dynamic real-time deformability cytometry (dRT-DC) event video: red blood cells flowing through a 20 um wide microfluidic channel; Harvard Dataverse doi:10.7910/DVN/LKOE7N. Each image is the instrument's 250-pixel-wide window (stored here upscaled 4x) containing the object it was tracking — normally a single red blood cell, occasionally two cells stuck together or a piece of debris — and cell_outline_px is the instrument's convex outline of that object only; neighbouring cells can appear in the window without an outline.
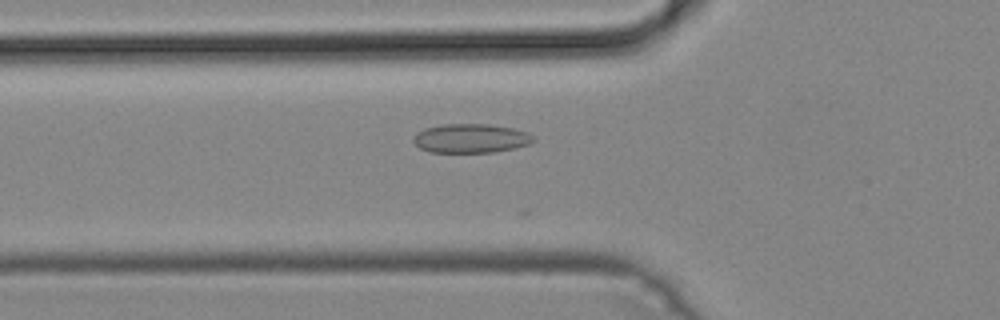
{"species": "common noctule bat (a hibernating species)", "species_latin": "Nyctalus noctula", "temperature_condition": "cold", "stored_images_in_passage": 26, "camera_frame_rate_fps": 3000, "um_per_image_px": 0.085, "animal": {"sex": "male", "body_mass_g": 19.2, "forearm_length_mm": 51.8}, "frame": {"image": 1, "passage_image": 3, "time_ms": 0.667, "image_size_px": [1000, 320], "cell_outline_px": [[536, 140], [528, 144], [496, 152], [428, 152], [420, 148], [412, 140], [412, 136], [416, 132], [424, 128], [440, 124], [488, 124], [512, 128], [528, 132], [536, 136]], "centroid_in_image_um": [40.0, 11.75], "position_along_channel_um": 85.8, "area_um2": 20.52}}
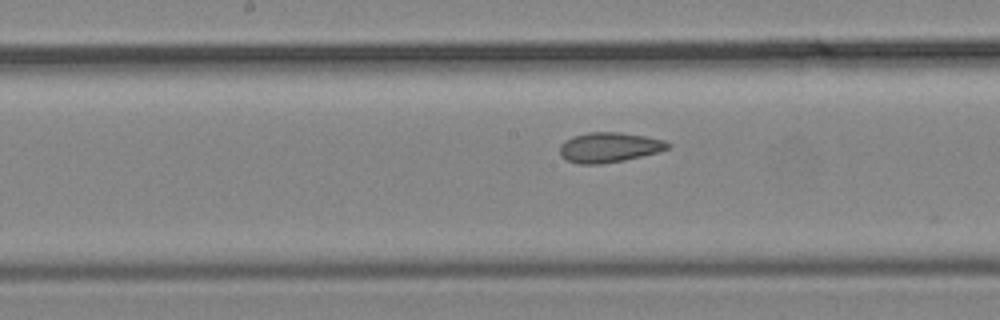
{"frame": {"image": 2, "passage_image": 11, "time_ms": 3.333, "image_size_px": [1000, 320], "cell_outline_px": [[672, 148], [660, 152], [624, 160], [600, 164], [580, 164], [568, 160], [560, 156], [560, 144], [564, 140], [572, 136], [588, 132], [620, 132], [644, 136], [664, 140], [672, 144]], "centroid_in_image_um": [51.8, 12.52], "position_along_channel_um": 196.4, "area_um2": 19.07}}
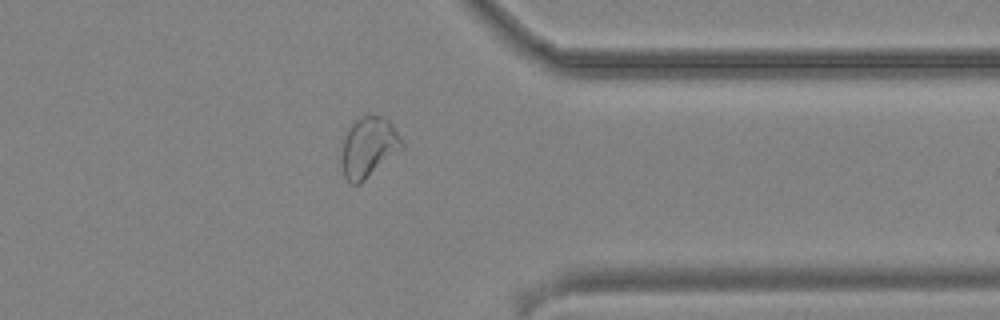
{"frame": {"image": 3, "passage_image": 25, "time_ms": 8.0, "image_size_px": [1000, 320], "cell_outline_px": [[404, 148], [360, 184], [352, 184], [344, 176], [340, 160], [340, 156], [344, 136], [352, 120], [368, 112], [384, 116], [392, 124], [404, 140]], "centroid_in_image_um": [31.33, 12.46], "position_along_channel_um": 380.1, "area_um2": 22.08}}